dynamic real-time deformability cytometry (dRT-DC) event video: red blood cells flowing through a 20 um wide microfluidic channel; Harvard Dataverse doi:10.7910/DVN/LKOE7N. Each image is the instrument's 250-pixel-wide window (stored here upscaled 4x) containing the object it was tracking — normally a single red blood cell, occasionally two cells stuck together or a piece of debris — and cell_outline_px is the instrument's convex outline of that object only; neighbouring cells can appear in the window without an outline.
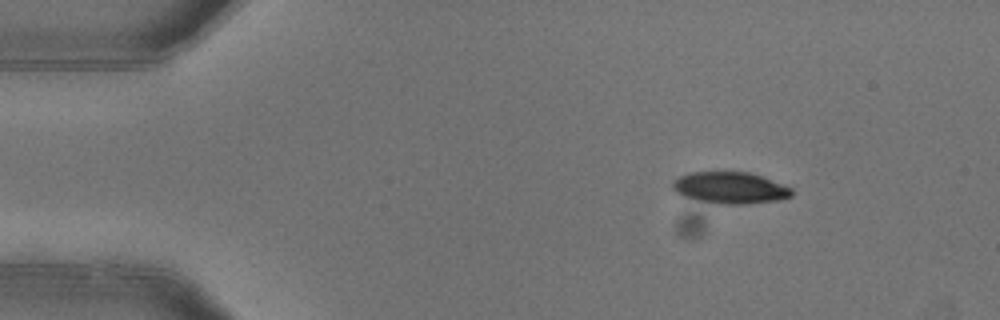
{"species": "common noctule bat (a hibernating species)", "species_latin": "Nyctalus noctula", "temperature_condition": "warm", "stored_images_in_passage": 3, "camera_frame_rate_fps": 3000, "um_per_image_px": 0.085, "animal": {"sex": "female"}, "frame": {"image": 1, "passage_image": 1, "time_ms": 0.0, "image_size_px": [1000, 320], "cell_outline_px": [[792, 196], [780, 200], [744, 204], [720, 204], [700, 200], [684, 196], [676, 192], [672, 188], [672, 184], [680, 176], [692, 172], [748, 172], [760, 176], [792, 188]], "centroid_in_image_um": [62.08, 15.97], "position_along_channel_um": 22.9, "area_um2": 21.62}}